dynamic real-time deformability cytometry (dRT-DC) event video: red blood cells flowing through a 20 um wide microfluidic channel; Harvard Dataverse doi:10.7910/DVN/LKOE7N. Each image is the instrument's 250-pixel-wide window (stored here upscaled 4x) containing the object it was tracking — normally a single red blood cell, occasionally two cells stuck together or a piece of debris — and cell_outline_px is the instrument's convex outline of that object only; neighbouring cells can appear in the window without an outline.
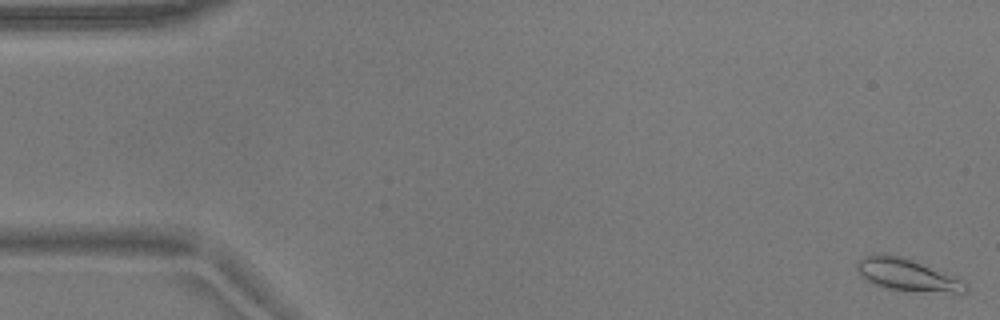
{"species": "common noctule bat (a hibernating species)", "species_latin": "Nyctalus noctula", "temperature_condition": "warm", "stored_images_in_passage": 55, "camera_frame_rate_fps": 3000, "um_per_image_px": 0.085, "animal": {"sex": "male", "body_mass_g": 17.9}, "frame": {"image": 1, "passage_image": 1, "time_ms": 0.0, "image_size_px": [1000, 320], "cell_outline_px": [[968, 288], [964, 292], [952, 292], [888, 288], [876, 284], [860, 276], [856, 268], [856, 264], [864, 256], [900, 256], [912, 260], [960, 280], [968, 284]], "centroid_in_image_um": [77.07, 23.36], "position_along_channel_um": 7.9, "area_um2": 18.9}}
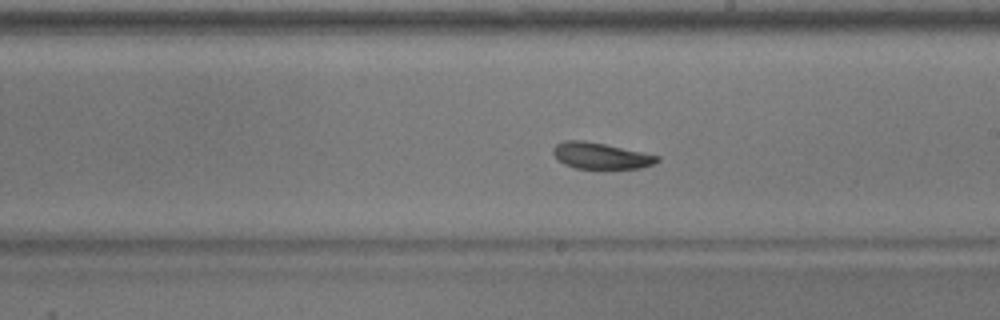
{"frame": {"image": 2, "passage_image": 31, "time_ms": 10.0, "image_size_px": [1000, 320], "cell_outline_px": [[660, 160], [652, 164], [640, 168], [576, 168], [564, 164], [552, 152], [552, 148], [556, 144], [564, 140], [584, 140], [604, 144], [660, 156]], "centroid_in_image_um": [51.04, 13.23], "position_along_channel_um": 238.0, "area_um2": 15.66}}
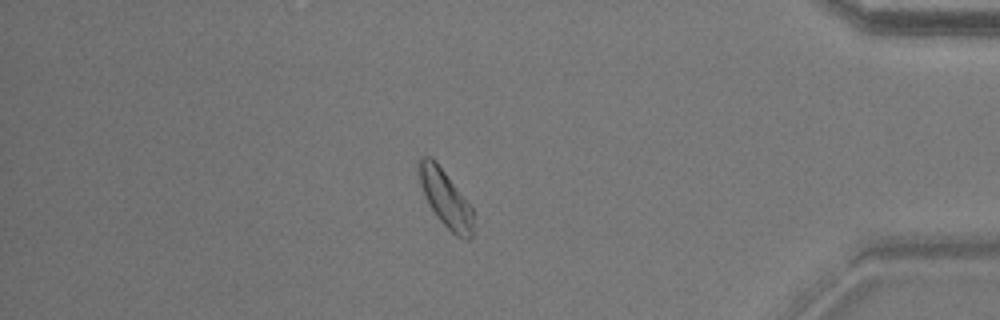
{"frame": {"image": 3, "passage_image": 47, "time_ms": 15.333, "image_size_px": [1000, 320], "cell_outline_px": [[472, 236], [468, 240], [456, 236], [436, 216], [428, 204], [420, 184], [416, 160], [420, 156], [432, 156], [436, 160], [472, 208]], "centroid_in_image_um": [37.81, 16.81], "position_along_channel_um": 397.4, "area_um2": 17.98}, "authors_computed_cell_mechanics": {"area_um2": 17.629, "velocity_mm_per_s": 3.6698, "shape_relaxation_time_tau1_ms": 3.0317, "shape_relaxation_time_tau2_ms": 4.4126, "deformation_change_tau1": 0.0973, "deformation_change_tau2": 0.1115}}